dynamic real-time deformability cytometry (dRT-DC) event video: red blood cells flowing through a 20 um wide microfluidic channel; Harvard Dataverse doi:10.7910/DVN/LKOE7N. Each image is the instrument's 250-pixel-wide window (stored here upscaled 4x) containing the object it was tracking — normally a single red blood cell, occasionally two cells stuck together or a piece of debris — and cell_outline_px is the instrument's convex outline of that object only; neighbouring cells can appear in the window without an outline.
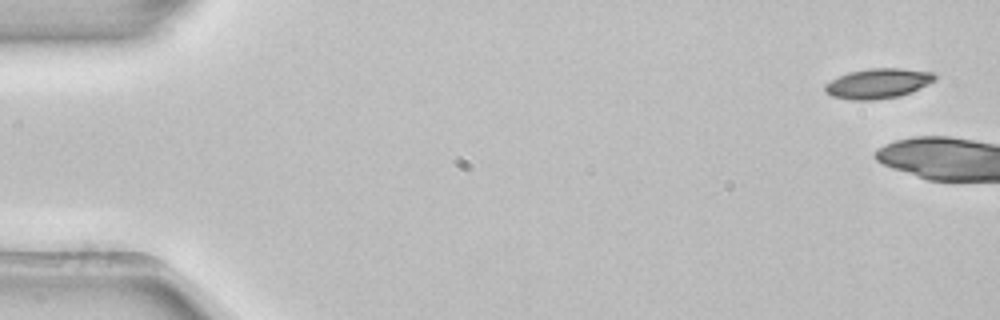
{"species": "common noctule bat (a hibernating species)", "species_latin": "Nyctalus noctula", "temperature_condition": "room temperature", "stored_images_in_passage": 3, "camera_frame_rate_fps": 3000, "um_per_image_px": 0.085, "animal": {"sex": "female", "body_mass_g": 22.7, "forearm_length_mm": 54.2}, "frame": {"image": 1, "passage_image": 1, "time_ms": 0.0, "image_size_px": [1000, 320], "cell_outline_px": [[936, 80], [912, 92], [900, 96], [872, 100], [852, 100], [832, 96], [824, 92], [824, 84], [848, 72], [868, 68], [900, 68], [932, 72], [936, 76]], "centroid_in_image_um": [74.62, 7.09], "position_along_channel_um": 10.4, "area_um2": 19.25}}